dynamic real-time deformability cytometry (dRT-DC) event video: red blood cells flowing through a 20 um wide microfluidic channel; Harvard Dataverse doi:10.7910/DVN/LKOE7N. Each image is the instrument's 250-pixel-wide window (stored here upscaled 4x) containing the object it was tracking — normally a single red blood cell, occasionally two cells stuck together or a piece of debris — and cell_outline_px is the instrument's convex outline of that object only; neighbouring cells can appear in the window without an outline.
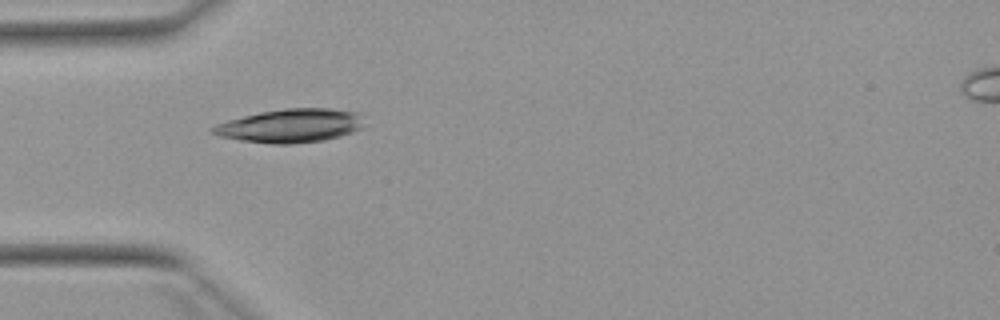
{"species": "Egyptian fruit bat (a non-hibernating species)", "species_latin": "Rousettus aegyptiacus", "temperature_condition": "warm", "stored_images_in_passage": 33, "camera_frame_rate_fps": 3000, "um_per_image_px": 0.085, "animal": {"sex": "female"}, "frame": {"image": 1, "passage_image": 2, "time_ms": 0.333, "image_size_px": [1000, 320], "cell_outline_px": [[360, 128], [352, 132], [340, 136], [324, 140], [292, 144], [272, 144], [240, 140], [220, 136], [208, 132], [208, 128], [216, 124], [228, 120], [260, 112], [284, 108], [332, 108], [360, 112]], "centroid_in_image_um": [24.63, 10.68], "position_along_channel_um": 60.4, "area_um2": 29.65}}
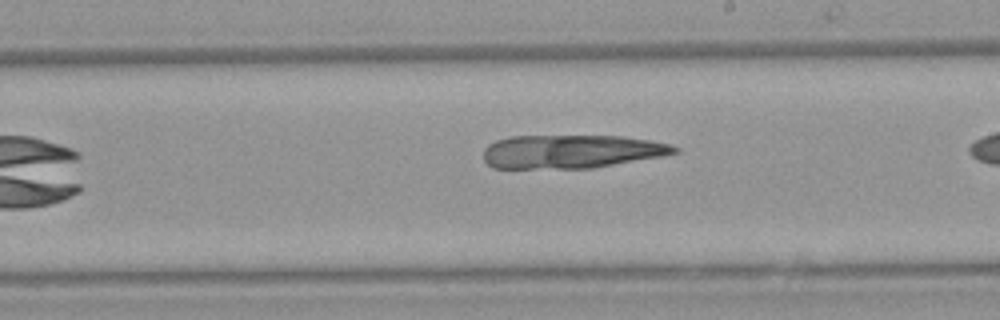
{"frame": {"image": 2, "passage_image": 13, "time_ms": 4.0, "image_size_px": [1000, 320], "cell_outline_px": [[680, 152], [664, 156], [592, 168], [492, 168], [484, 160], [484, 148], [488, 144], [496, 140], [512, 136], [624, 136], [672, 144], [680, 148]], "centroid_in_image_um": [48.6, 12.88], "position_along_channel_um": 240.4, "area_um2": 37.51}}
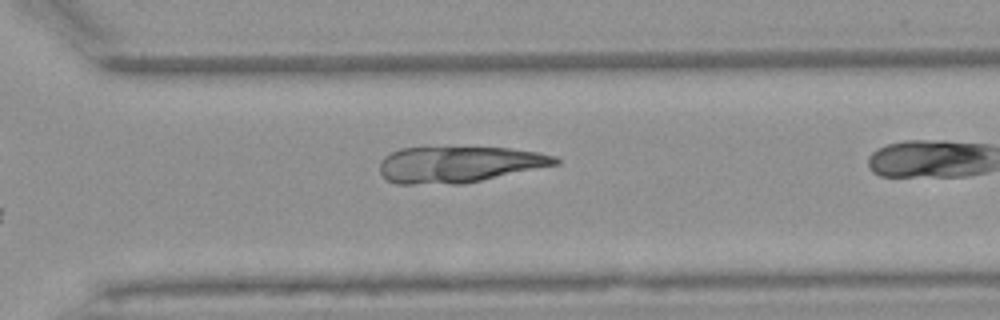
{"frame": {"image": 3, "passage_image": 20, "time_ms": 6.333, "image_size_px": [1000, 320], "cell_outline_px": [[560, 164], [464, 184], [396, 184], [388, 180], [380, 172], [380, 160], [384, 156], [400, 148], [512, 148], [536, 152], [556, 156], [560, 160]], "centroid_in_image_um": [39.03, 13.99], "position_along_channel_um": 331.6, "area_um2": 37.05}}